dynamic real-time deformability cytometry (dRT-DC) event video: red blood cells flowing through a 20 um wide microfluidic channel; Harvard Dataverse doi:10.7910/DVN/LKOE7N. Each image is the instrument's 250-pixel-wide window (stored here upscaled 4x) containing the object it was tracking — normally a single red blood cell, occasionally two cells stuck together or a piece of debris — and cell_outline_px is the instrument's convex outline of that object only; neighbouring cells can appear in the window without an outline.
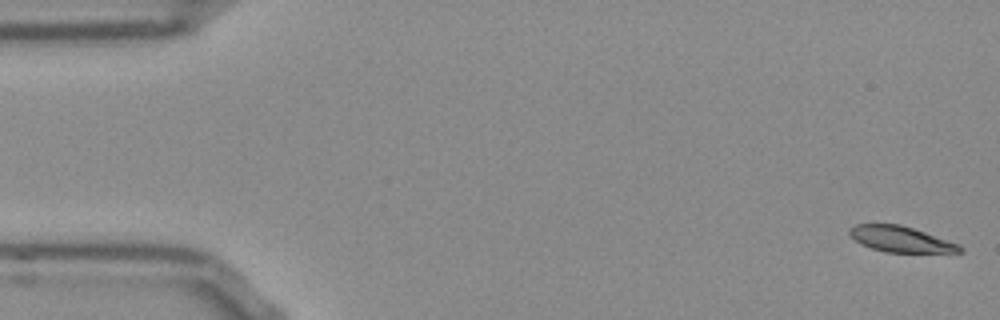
{"species": "Egyptian fruit bat (a non-hibernating species)", "species_latin": "Rousettus aegyptiacus", "temperature_condition": "room temperature", "stored_images_in_passage": 52, "camera_frame_rate_fps": 3000, "um_per_image_px": 0.085, "frame": {"image": 1, "passage_image": 1, "time_ms": 0.0, "image_size_px": [1000, 320], "cell_outline_px": [[964, 252], [884, 252], [860, 244], [848, 232], [848, 228], [856, 224], [900, 224], [960, 244], [964, 248]], "centroid_in_image_um": [76.57, 20.33], "position_along_channel_um": 8.4, "area_um2": 16.47}}
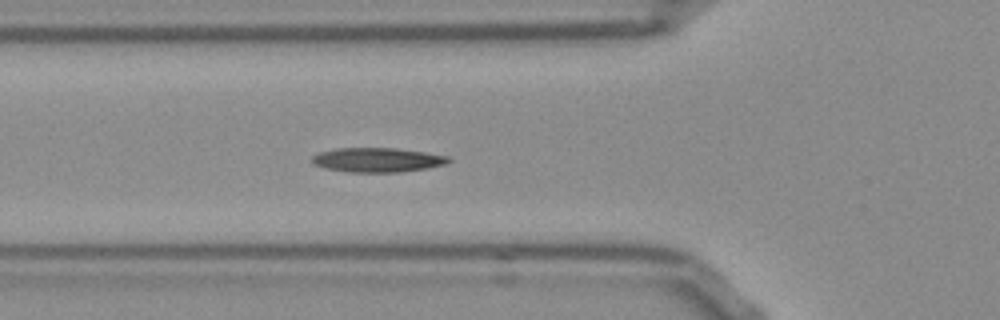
{"frame": {"image": 2, "passage_image": 18, "time_ms": 5.667, "image_size_px": [1000, 320], "cell_outline_px": [[452, 160], [444, 164], [428, 168], [400, 172], [348, 172], [324, 168], [312, 164], [312, 156], [320, 152], [336, 148], [396, 148], [424, 152], [448, 156]], "centroid_in_image_um": [32.06, 13.59], "position_along_channel_um": 93.7, "area_um2": 19.42}}
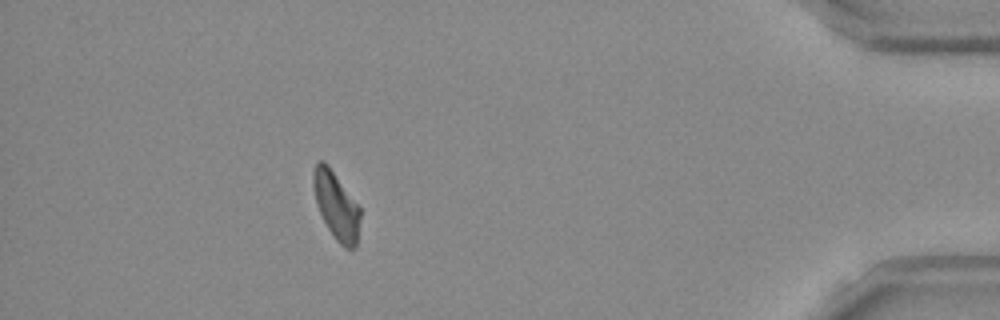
{"frame": {"image": 3, "passage_image": 47, "time_ms": 15.333, "image_size_px": [1000, 320], "cell_outline_px": [[360, 216], [356, 248], [344, 248], [336, 240], [328, 228], [316, 204], [312, 184], [312, 172], [316, 164], [320, 160], [324, 160], [328, 164], [360, 204]], "centroid_in_image_um": [28.59, 17.43], "position_along_channel_um": 406.6, "area_um2": 18.79}, "authors_computed_cell_mechanics": {"area_um2": 18.6983, "velocity_mm_per_s": 3.8116, "shape_relaxation_time_tau1_ms": 7.6726, "shape_relaxation_time_tau2_ms": null, "deformation_change_tau1": 0.1611, "deformation_change_tau2": null}}